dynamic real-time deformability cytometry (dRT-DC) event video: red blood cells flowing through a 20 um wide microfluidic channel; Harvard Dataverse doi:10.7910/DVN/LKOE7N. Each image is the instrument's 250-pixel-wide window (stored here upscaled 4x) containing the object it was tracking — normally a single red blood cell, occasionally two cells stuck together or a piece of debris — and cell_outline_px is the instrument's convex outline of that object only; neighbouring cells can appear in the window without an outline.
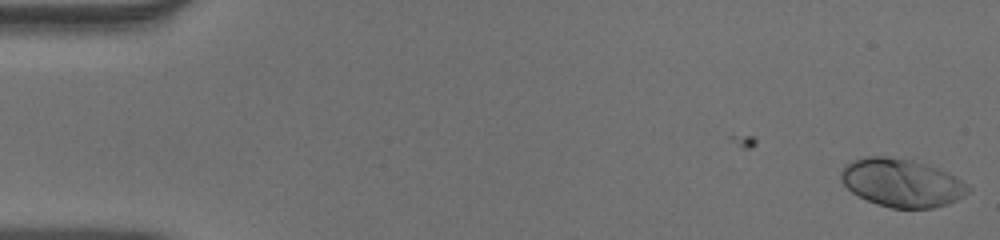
{"species": "human", "species_latin": "Homo sapiens", "temperature_condition": "warm", "stored_images_in_passage": 52, "camera_frame_rate_fps": 3000, "um_per_image_px": 0.085, "donor": {"sex": "male"}, "frame": {"image": 1, "passage_image": 1, "time_ms": 0.0, "image_size_px": [1000, 240], "cell_outline_px": [[972, 192], [948, 204], [932, 208], [892, 208], [876, 204], [852, 192], [840, 180], [840, 172], [844, 164], [852, 160], [864, 156], [888, 156], [912, 160], [928, 164], [948, 172], [956, 176], [968, 184], [972, 188]], "centroid_in_image_um": [76.67, 15.53], "position_along_channel_um": 8.3, "area_um2": 36.13}}
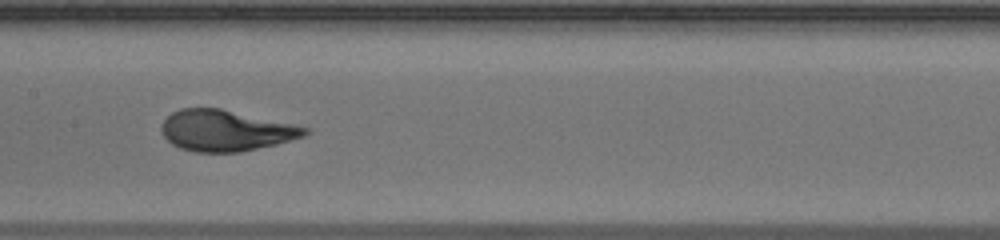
{"frame": {"image": 2, "passage_image": 26, "time_ms": 8.333, "image_size_px": [1000, 240], "cell_outline_px": [[308, 132], [304, 136], [292, 140], [276, 144], [240, 152], [196, 152], [180, 148], [172, 144], [160, 132], [160, 124], [172, 112], [180, 108], [220, 108], [292, 124], [308, 128]], "centroid_in_image_um": [19.14, 11.1], "position_along_channel_um": 188.3, "area_um2": 34.1}}
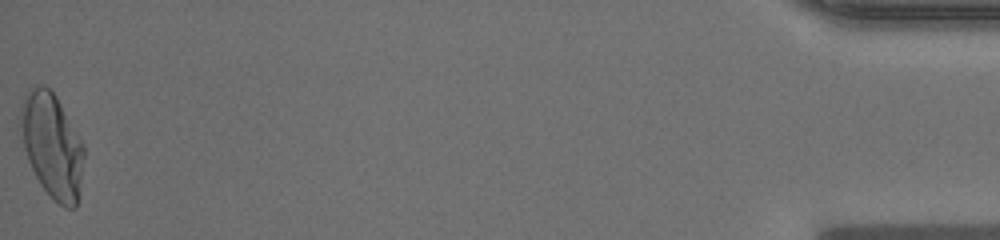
{"frame": {"image": 3, "passage_image": 52, "time_ms": 17.0, "image_size_px": [1000, 240], "cell_outline_px": [[84, 156], [80, 196], [76, 208], [64, 208], [40, 184], [28, 160], [24, 148], [16, 116], [20, 104], [28, 88], [36, 84], [44, 84], [56, 96], [84, 144]], "centroid_in_image_um": [4.4, 12.32], "position_along_channel_um": 430.8, "area_um2": 39.3}, "authors_computed_cell_mechanics": {"area_um2": 34.5644, "velocity_mm_per_s": 3.9286, "shape_relaxation_time_tau1_ms": 4.4452, "shape_relaxation_time_tau2_ms": null, "deformation_change_tau1": 0.2287, "deformation_change_tau2": null}}